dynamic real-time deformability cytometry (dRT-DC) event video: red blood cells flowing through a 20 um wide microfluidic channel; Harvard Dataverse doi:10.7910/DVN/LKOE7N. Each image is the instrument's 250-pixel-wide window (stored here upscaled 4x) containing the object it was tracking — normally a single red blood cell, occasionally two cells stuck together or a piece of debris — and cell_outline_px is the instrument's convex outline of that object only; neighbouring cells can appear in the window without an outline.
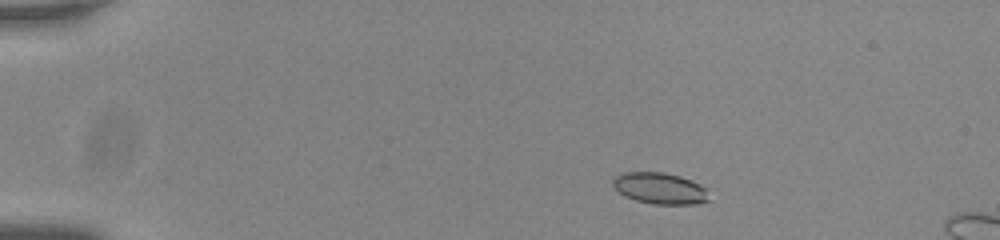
{"species": "common noctule bat (a hibernating species)", "species_latin": "Nyctalus noctula", "temperature_condition": "room temperature", "stored_images_in_passage": 12, "camera_frame_rate_fps": 3000, "um_per_image_px": 0.085, "animal": {"sex": "male", "body_mass_g": 20.0, "forearm_length_mm": 53.3}, "frame": {"image": 1, "passage_image": 4, "time_ms": 1.0, "image_size_px": [1000, 240], "cell_outline_px": [[712, 200], [696, 204], [652, 204], [636, 200], [624, 196], [612, 184], [612, 180], [616, 176], [624, 172], [664, 172], [680, 176], [700, 184], [704, 188]], "centroid_in_image_um": [56.11, 16.01], "position_along_channel_um": 28.9, "area_um2": 17.57}}